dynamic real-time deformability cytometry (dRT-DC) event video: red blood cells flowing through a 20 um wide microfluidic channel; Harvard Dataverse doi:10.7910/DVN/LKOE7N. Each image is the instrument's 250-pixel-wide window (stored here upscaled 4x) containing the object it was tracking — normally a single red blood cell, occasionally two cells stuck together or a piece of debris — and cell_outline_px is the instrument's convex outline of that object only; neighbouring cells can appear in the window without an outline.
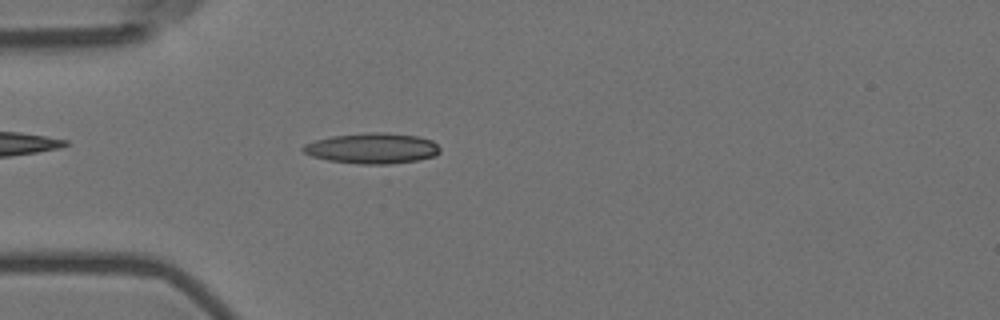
{"species": "Egyptian fruit bat (a non-hibernating species)", "species_latin": "Rousettus aegyptiacus", "temperature_condition": "room temperature", "stored_images_in_passage": 55, "camera_frame_rate_fps": 3000, "um_per_image_px": 0.085, "animal": {"sex": "female"}, "frame": {"image": 1, "passage_image": 15, "time_ms": 4.667, "image_size_px": [1000, 320], "cell_outline_px": [[440, 152], [436, 156], [416, 160], [388, 164], [360, 164], [328, 160], [312, 156], [304, 152], [300, 148], [304, 144], [316, 140], [332, 136], [372, 132], [384, 132], [416, 136], [432, 140], [440, 148]], "centroid_in_image_um": [31.64, 12.6], "position_along_channel_um": 53.4, "area_um2": 24.28}}
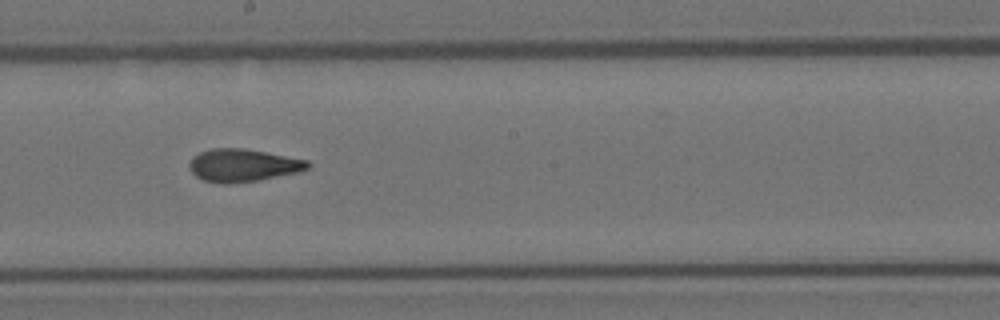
{"frame": {"image": 2, "passage_image": 30, "time_ms": 9.667, "image_size_px": [1000, 320], "cell_outline_px": [[312, 164], [308, 168], [300, 172], [256, 180], [228, 184], [224, 184], [204, 180], [196, 176], [192, 172], [188, 164], [192, 156], [200, 152], [212, 148], [244, 148], [308, 160]], "centroid_in_image_um": [20.65, 14.04], "position_along_channel_um": 227.6, "area_um2": 22.54}}
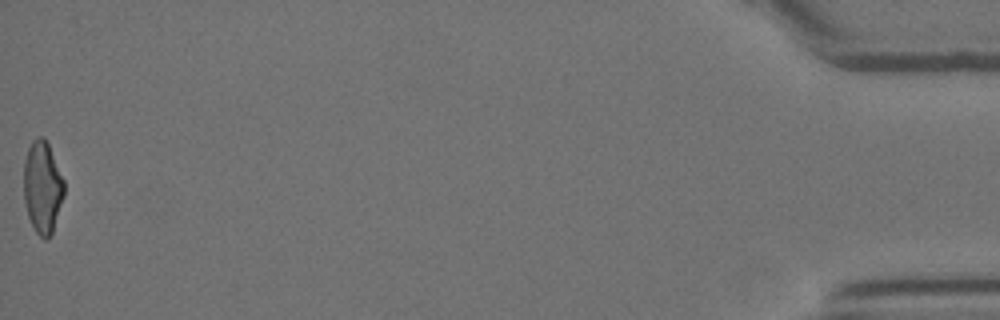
{"frame": {"image": 3, "passage_image": 55, "time_ms": 18.0, "image_size_px": [1000, 320], "cell_outline_px": [[64, 196], [52, 232], [48, 240], [44, 240], [36, 232], [28, 216], [24, 200], [24, 160], [28, 148], [32, 140], [36, 136], [44, 136], [48, 144], [64, 180]], "centroid_in_image_um": [3.61, 15.9], "position_along_channel_um": 431.6, "area_um2": 21.68}, "authors_computed_cell_mechanics": {"area_um2": 22.0218, "velocity_mm_per_s": 3.6389, "shape_relaxation_time_tau1_ms": null, "shape_relaxation_time_tau2_ms": 2.3162, "deformation_change_tau1": null, "deformation_change_tau2": 0.099}}